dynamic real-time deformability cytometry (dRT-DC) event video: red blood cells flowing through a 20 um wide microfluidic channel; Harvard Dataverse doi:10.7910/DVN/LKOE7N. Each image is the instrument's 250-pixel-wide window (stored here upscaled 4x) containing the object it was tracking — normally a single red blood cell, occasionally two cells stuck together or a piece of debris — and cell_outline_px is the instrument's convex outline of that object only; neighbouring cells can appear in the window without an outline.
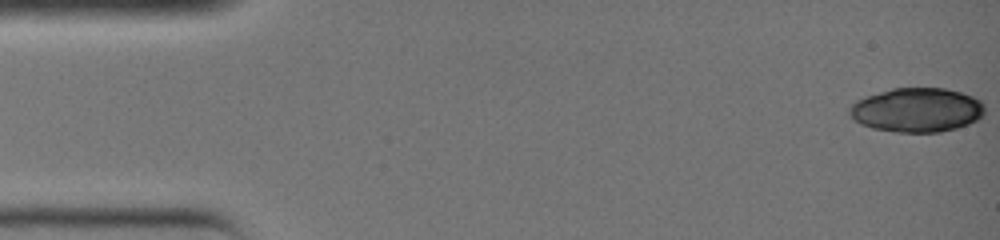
{"species": "common noctule bat (a hibernating species)", "species_latin": "Nyctalus noctula", "temperature_condition": "warm", "stored_images_in_passage": 14, "camera_frame_rate_fps": 3000, "um_per_image_px": 0.085, "animal": {"sex": "female", "body_mass_g": 19.0, "forearm_length_mm": 51.5}, "frame": {"image": 1, "passage_image": 1, "time_ms": 0.0, "image_size_px": [1000, 240], "cell_outline_px": [[984, 112], [976, 120], [968, 124], [956, 128], [940, 132], [900, 132], [876, 128], [864, 124], [856, 120], [852, 116], [852, 104], [868, 96], [892, 88], [944, 88], [960, 92], [972, 96], [980, 100], [984, 108]], "centroid_in_image_um": [78.01, 9.34], "position_along_channel_um": 7.0, "area_um2": 33.99}}